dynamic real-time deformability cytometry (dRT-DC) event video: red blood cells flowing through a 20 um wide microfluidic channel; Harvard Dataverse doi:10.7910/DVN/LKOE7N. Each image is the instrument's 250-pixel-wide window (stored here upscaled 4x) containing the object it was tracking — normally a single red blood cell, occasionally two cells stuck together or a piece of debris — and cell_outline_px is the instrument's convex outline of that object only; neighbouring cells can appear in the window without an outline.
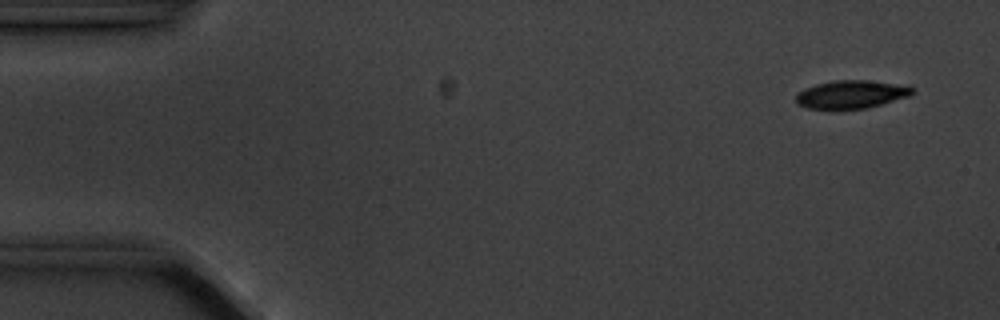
{"species": "common noctule bat (a hibernating species)", "species_latin": "Nyctalus noctula", "temperature_condition": "cold", "stored_images_in_passage": 6, "camera_frame_rate_fps": 3000, "um_per_image_px": 0.085, "animal": {"sex": "male", "body_mass_g": 20.1, "forearm_length_mm": 53.5}, "frame": {"image": 1, "passage_image": 1, "time_ms": 0.0, "image_size_px": [1000, 320], "cell_outline_px": [[912, 92], [908, 96], [880, 104], [864, 108], [808, 108], [800, 104], [796, 100], [796, 92], [804, 88], [816, 84], [836, 80], [864, 80], [908, 84], [912, 88]], "centroid_in_image_um": [72.36, 7.99], "position_along_channel_um": 12.6, "area_um2": 18.73}}
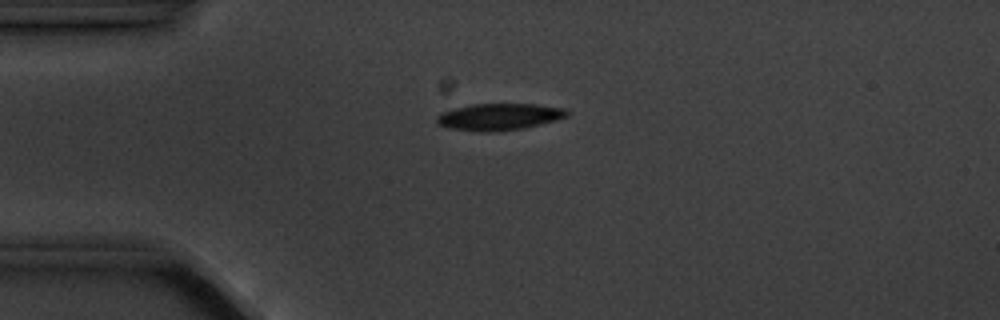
{"frame": {"image": 2, "passage_image": 4, "time_ms": 3.333, "image_size_px": [1000, 320], "cell_outline_px": [[568, 116], [524, 128], [488, 132], [484, 132], [452, 128], [440, 124], [436, 120], [436, 116], [440, 112], [452, 108], [472, 104], [536, 104], [564, 108], [568, 112]], "centroid_in_image_um": [42.4, 9.91], "position_along_channel_um": 42.6, "area_um2": 20.06}}